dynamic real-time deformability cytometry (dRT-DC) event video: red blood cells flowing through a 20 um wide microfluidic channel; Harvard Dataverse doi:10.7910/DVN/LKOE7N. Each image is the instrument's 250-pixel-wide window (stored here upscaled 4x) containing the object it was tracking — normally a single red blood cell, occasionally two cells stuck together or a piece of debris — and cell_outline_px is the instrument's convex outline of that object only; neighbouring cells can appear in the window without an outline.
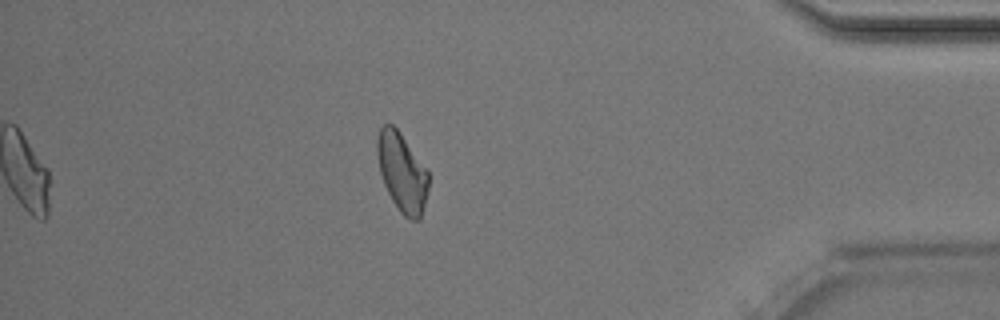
{"species": "Egyptian fruit bat (a non-hibernating species)", "species_latin": "Rousettus aegyptiacus", "temperature_condition": "room temperature", "stored_images_in_passage": 50, "camera_frame_rate_fps": 3000, "um_per_image_px": 0.085, "animal": {"sex": "male"}, "frame": {"image": 1, "passage_image": 43, "time_ms": 14.0, "image_size_px": [1000, 320], "cell_outline_px": [[428, 188], [424, 208], [420, 220], [408, 220], [400, 212], [392, 200], [384, 184], [380, 172], [376, 156], [376, 140], [380, 128], [384, 124], [392, 124], [400, 132], [428, 172]], "centroid_in_image_um": [34.15, 14.66], "position_along_channel_um": 401.0, "area_um2": 23.52}, "authors_computed_cell_mechanics": {"area_um2": 24.7384, "velocity_mm_per_s": 4.0291, "shape_relaxation_time_tau1_ms": 3.3818, "shape_relaxation_time_tau2_ms": 3.7884, "deformation_change_tau1": 0.1286, "deformation_change_tau2": 0.1344}}